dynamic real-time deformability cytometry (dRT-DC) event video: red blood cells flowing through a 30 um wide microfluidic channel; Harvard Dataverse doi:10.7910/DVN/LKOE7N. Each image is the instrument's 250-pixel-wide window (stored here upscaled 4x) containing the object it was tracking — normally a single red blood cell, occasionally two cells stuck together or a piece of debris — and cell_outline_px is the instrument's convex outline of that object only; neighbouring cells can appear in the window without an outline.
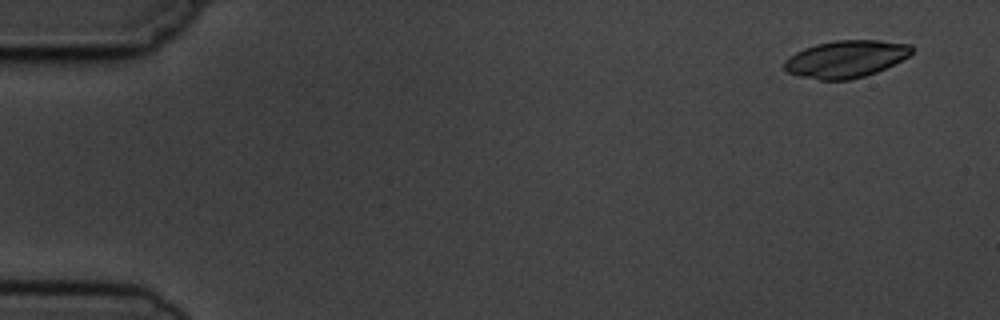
{"species": "common noctule bat (a hibernating species)", "species_latin": "Nyctalus noctula", "temperature_condition": "cold", "stored_images_in_passage": 5, "camera_frame_rate_fps": 3000, "um_per_image_px": 0.085, "animal": {"sex": "male", "body_mass_g": 19.5, "forearm_length_mm": 54.6}, "frame": {"image": 1, "passage_image": 1, "time_ms": 0.0, "image_size_px": [1000, 320], "cell_outline_px": [[912, 52], [908, 56], [876, 72], [864, 76], [848, 80], [820, 80], [800, 76], [788, 72], [784, 68], [784, 60], [796, 52], [804, 48], [816, 44], [836, 40], [880, 40], [912, 44]], "centroid_in_image_um": [71.88, 5.0], "position_along_channel_um": 13.1, "area_um2": 27.46}}
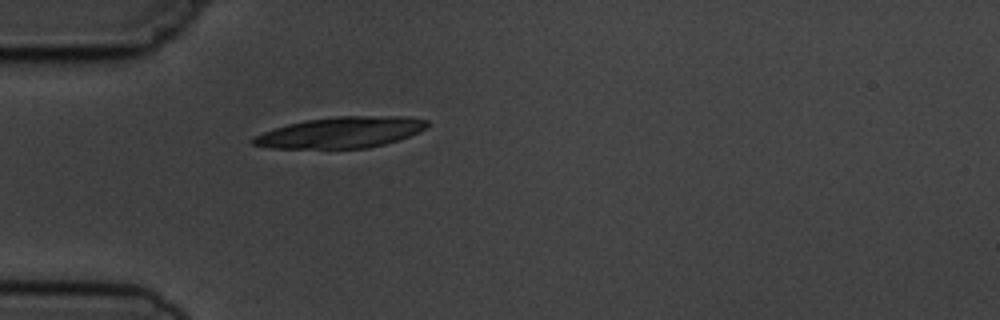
{"frame": {"image": 2, "passage_image": 5, "time_ms": 4.333, "image_size_px": [1000, 320], "cell_outline_px": [[428, 124], [420, 132], [384, 144], [368, 148], [268, 148], [252, 144], [248, 140], [252, 136], [288, 124], [304, 120], [336, 116], [404, 116], [428, 120]], "centroid_in_image_um": [28.93, 11.25], "position_along_channel_um": 56.1, "area_um2": 31.44}}